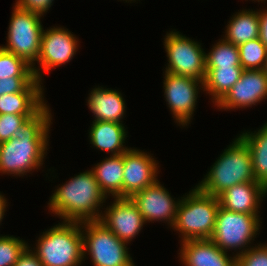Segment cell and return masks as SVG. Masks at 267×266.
<instances>
[{"label": "cell", "instance_id": "obj_1", "mask_svg": "<svg viewBox=\"0 0 267 266\" xmlns=\"http://www.w3.org/2000/svg\"><path fill=\"white\" fill-rule=\"evenodd\" d=\"M49 108L46 104L14 133L13 138L0 143L1 175L13 174L14 177H20L35 169L37 171L43 165L49 149L48 134L52 125Z\"/></svg>", "mask_w": 267, "mask_h": 266}, {"label": "cell", "instance_id": "obj_2", "mask_svg": "<svg viewBox=\"0 0 267 266\" xmlns=\"http://www.w3.org/2000/svg\"><path fill=\"white\" fill-rule=\"evenodd\" d=\"M50 197L49 211L70 222L100 220L101 209L107 199L91 169L57 186Z\"/></svg>", "mask_w": 267, "mask_h": 266}, {"label": "cell", "instance_id": "obj_3", "mask_svg": "<svg viewBox=\"0 0 267 266\" xmlns=\"http://www.w3.org/2000/svg\"><path fill=\"white\" fill-rule=\"evenodd\" d=\"M246 182L257 181L253 174L250 150L245 141L237 136L196 186L202 192L218 197L232 186Z\"/></svg>", "mask_w": 267, "mask_h": 266}, {"label": "cell", "instance_id": "obj_4", "mask_svg": "<svg viewBox=\"0 0 267 266\" xmlns=\"http://www.w3.org/2000/svg\"><path fill=\"white\" fill-rule=\"evenodd\" d=\"M36 241L32 251L43 266H80L85 261L81 222L61 221Z\"/></svg>", "mask_w": 267, "mask_h": 266}, {"label": "cell", "instance_id": "obj_5", "mask_svg": "<svg viewBox=\"0 0 267 266\" xmlns=\"http://www.w3.org/2000/svg\"><path fill=\"white\" fill-rule=\"evenodd\" d=\"M180 198L176 220L172 227L180 234V242L191 239H210L220 207L218 197L208 195L195 186L187 195Z\"/></svg>", "mask_w": 267, "mask_h": 266}, {"label": "cell", "instance_id": "obj_6", "mask_svg": "<svg viewBox=\"0 0 267 266\" xmlns=\"http://www.w3.org/2000/svg\"><path fill=\"white\" fill-rule=\"evenodd\" d=\"M81 229L84 258L89 255L93 266H136L128 244L99 220L81 222Z\"/></svg>", "mask_w": 267, "mask_h": 266}, {"label": "cell", "instance_id": "obj_7", "mask_svg": "<svg viewBox=\"0 0 267 266\" xmlns=\"http://www.w3.org/2000/svg\"><path fill=\"white\" fill-rule=\"evenodd\" d=\"M260 219L259 214L237 213L219 207L210 239L227 253L228 250H237V257L253 247L250 244L259 234L262 223Z\"/></svg>", "mask_w": 267, "mask_h": 266}, {"label": "cell", "instance_id": "obj_8", "mask_svg": "<svg viewBox=\"0 0 267 266\" xmlns=\"http://www.w3.org/2000/svg\"><path fill=\"white\" fill-rule=\"evenodd\" d=\"M42 15L13 6L9 22L7 44L1 47L23 59L31 67L35 66L40 55L43 25Z\"/></svg>", "mask_w": 267, "mask_h": 266}, {"label": "cell", "instance_id": "obj_9", "mask_svg": "<svg viewBox=\"0 0 267 266\" xmlns=\"http://www.w3.org/2000/svg\"><path fill=\"white\" fill-rule=\"evenodd\" d=\"M163 43L169 62L166 64L165 72L204 81L206 52L200 42L182 35L179 31L172 30L166 33Z\"/></svg>", "mask_w": 267, "mask_h": 266}, {"label": "cell", "instance_id": "obj_10", "mask_svg": "<svg viewBox=\"0 0 267 266\" xmlns=\"http://www.w3.org/2000/svg\"><path fill=\"white\" fill-rule=\"evenodd\" d=\"M163 89L165 101L178 126L185 127L191 123L196 109L198 94L204 89L203 81L188 76L163 72Z\"/></svg>", "mask_w": 267, "mask_h": 266}, {"label": "cell", "instance_id": "obj_11", "mask_svg": "<svg viewBox=\"0 0 267 266\" xmlns=\"http://www.w3.org/2000/svg\"><path fill=\"white\" fill-rule=\"evenodd\" d=\"M78 38L65 27H50L43 29L41 37L40 55L38 66H33L35 79L42 80V72L49 73L55 67H60L71 61L78 51Z\"/></svg>", "mask_w": 267, "mask_h": 266}, {"label": "cell", "instance_id": "obj_12", "mask_svg": "<svg viewBox=\"0 0 267 266\" xmlns=\"http://www.w3.org/2000/svg\"><path fill=\"white\" fill-rule=\"evenodd\" d=\"M171 193L157 180L142 191L133 194L130 199L143 215L145 222L160 221L173 227L180 199L172 198Z\"/></svg>", "mask_w": 267, "mask_h": 266}, {"label": "cell", "instance_id": "obj_13", "mask_svg": "<svg viewBox=\"0 0 267 266\" xmlns=\"http://www.w3.org/2000/svg\"><path fill=\"white\" fill-rule=\"evenodd\" d=\"M263 99H267V75L264 69H244L241 78L215 106L230 111L252 107Z\"/></svg>", "mask_w": 267, "mask_h": 266}, {"label": "cell", "instance_id": "obj_14", "mask_svg": "<svg viewBox=\"0 0 267 266\" xmlns=\"http://www.w3.org/2000/svg\"><path fill=\"white\" fill-rule=\"evenodd\" d=\"M121 241L129 244L146 224L143 215L130 198H114L100 220Z\"/></svg>", "mask_w": 267, "mask_h": 266}, {"label": "cell", "instance_id": "obj_15", "mask_svg": "<svg viewBox=\"0 0 267 266\" xmlns=\"http://www.w3.org/2000/svg\"><path fill=\"white\" fill-rule=\"evenodd\" d=\"M123 198H130L158 180L159 163L149 153L130 149L123 153Z\"/></svg>", "mask_w": 267, "mask_h": 266}, {"label": "cell", "instance_id": "obj_16", "mask_svg": "<svg viewBox=\"0 0 267 266\" xmlns=\"http://www.w3.org/2000/svg\"><path fill=\"white\" fill-rule=\"evenodd\" d=\"M180 243L179 260L185 266H236L234 252L230 256L211 239H191Z\"/></svg>", "mask_w": 267, "mask_h": 266}, {"label": "cell", "instance_id": "obj_17", "mask_svg": "<svg viewBox=\"0 0 267 266\" xmlns=\"http://www.w3.org/2000/svg\"><path fill=\"white\" fill-rule=\"evenodd\" d=\"M267 195V189L259 182L239 183L225 190L218 196L220 207L225 210L259 214L263 198Z\"/></svg>", "mask_w": 267, "mask_h": 266}, {"label": "cell", "instance_id": "obj_18", "mask_svg": "<svg viewBox=\"0 0 267 266\" xmlns=\"http://www.w3.org/2000/svg\"><path fill=\"white\" fill-rule=\"evenodd\" d=\"M87 98L86 105L95 117L93 121L123 123L126 104L119 90L96 86Z\"/></svg>", "mask_w": 267, "mask_h": 266}, {"label": "cell", "instance_id": "obj_19", "mask_svg": "<svg viewBox=\"0 0 267 266\" xmlns=\"http://www.w3.org/2000/svg\"><path fill=\"white\" fill-rule=\"evenodd\" d=\"M43 83L34 79L22 92L0 96V114L36 115L46 104Z\"/></svg>", "mask_w": 267, "mask_h": 266}, {"label": "cell", "instance_id": "obj_20", "mask_svg": "<svg viewBox=\"0 0 267 266\" xmlns=\"http://www.w3.org/2000/svg\"><path fill=\"white\" fill-rule=\"evenodd\" d=\"M89 132V141L93 148L111 152L110 156H117L127 152V130L124 124L107 121H92ZM125 146V147H124Z\"/></svg>", "mask_w": 267, "mask_h": 266}, {"label": "cell", "instance_id": "obj_21", "mask_svg": "<svg viewBox=\"0 0 267 266\" xmlns=\"http://www.w3.org/2000/svg\"><path fill=\"white\" fill-rule=\"evenodd\" d=\"M91 170L106 197L123 198V154L106 157Z\"/></svg>", "mask_w": 267, "mask_h": 266}, {"label": "cell", "instance_id": "obj_22", "mask_svg": "<svg viewBox=\"0 0 267 266\" xmlns=\"http://www.w3.org/2000/svg\"><path fill=\"white\" fill-rule=\"evenodd\" d=\"M228 23L223 38L236 46L259 38L258 10L238 11L232 15Z\"/></svg>", "mask_w": 267, "mask_h": 266}, {"label": "cell", "instance_id": "obj_23", "mask_svg": "<svg viewBox=\"0 0 267 266\" xmlns=\"http://www.w3.org/2000/svg\"><path fill=\"white\" fill-rule=\"evenodd\" d=\"M239 136L247 144L252 159L253 174L257 182L267 189V122L260 129L244 131Z\"/></svg>", "mask_w": 267, "mask_h": 266}, {"label": "cell", "instance_id": "obj_24", "mask_svg": "<svg viewBox=\"0 0 267 266\" xmlns=\"http://www.w3.org/2000/svg\"><path fill=\"white\" fill-rule=\"evenodd\" d=\"M243 71L242 67L206 68L203 92L211 96L214 106L237 83Z\"/></svg>", "mask_w": 267, "mask_h": 266}, {"label": "cell", "instance_id": "obj_25", "mask_svg": "<svg viewBox=\"0 0 267 266\" xmlns=\"http://www.w3.org/2000/svg\"><path fill=\"white\" fill-rule=\"evenodd\" d=\"M218 40L210 52L205 53L206 68L242 67L238 46L224 38Z\"/></svg>", "mask_w": 267, "mask_h": 266}, {"label": "cell", "instance_id": "obj_26", "mask_svg": "<svg viewBox=\"0 0 267 266\" xmlns=\"http://www.w3.org/2000/svg\"><path fill=\"white\" fill-rule=\"evenodd\" d=\"M240 65L243 69L261 70L267 61V47L259 38L247 41L238 46Z\"/></svg>", "mask_w": 267, "mask_h": 266}, {"label": "cell", "instance_id": "obj_27", "mask_svg": "<svg viewBox=\"0 0 267 266\" xmlns=\"http://www.w3.org/2000/svg\"><path fill=\"white\" fill-rule=\"evenodd\" d=\"M34 77L32 67L0 45V78Z\"/></svg>", "mask_w": 267, "mask_h": 266}, {"label": "cell", "instance_id": "obj_28", "mask_svg": "<svg viewBox=\"0 0 267 266\" xmlns=\"http://www.w3.org/2000/svg\"><path fill=\"white\" fill-rule=\"evenodd\" d=\"M28 242L13 235H0V266H14Z\"/></svg>", "mask_w": 267, "mask_h": 266}, {"label": "cell", "instance_id": "obj_29", "mask_svg": "<svg viewBox=\"0 0 267 266\" xmlns=\"http://www.w3.org/2000/svg\"><path fill=\"white\" fill-rule=\"evenodd\" d=\"M32 117L17 114H0V143L13 138L14 133L22 128L25 122Z\"/></svg>", "mask_w": 267, "mask_h": 266}, {"label": "cell", "instance_id": "obj_30", "mask_svg": "<svg viewBox=\"0 0 267 266\" xmlns=\"http://www.w3.org/2000/svg\"><path fill=\"white\" fill-rule=\"evenodd\" d=\"M236 266H267V244L260 243L237 256Z\"/></svg>", "mask_w": 267, "mask_h": 266}, {"label": "cell", "instance_id": "obj_31", "mask_svg": "<svg viewBox=\"0 0 267 266\" xmlns=\"http://www.w3.org/2000/svg\"><path fill=\"white\" fill-rule=\"evenodd\" d=\"M35 77H9L0 78V96L22 92Z\"/></svg>", "mask_w": 267, "mask_h": 266}, {"label": "cell", "instance_id": "obj_32", "mask_svg": "<svg viewBox=\"0 0 267 266\" xmlns=\"http://www.w3.org/2000/svg\"><path fill=\"white\" fill-rule=\"evenodd\" d=\"M15 3L18 7L38 13L42 16L47 13L53 5L54 0H16Z\"/></svg>", "mask_w": 267, "mask_h": 266}, {"label": "cell", "instance_id": "obj_33", "mask_svg": "<svg viewBox=\"0 0 267 266\" xmlns=\"http://www.w3.org/2000/svg\"><path fill=\"white\" fill-rule=\"evenodd\" d=\"M28 246L18 257V261L14 266H43L38 256Z\"/></svg>", "mask_w": 267, "mask_h": 266}, {"label": "cell", "instance_id": "obj_34", "mask_svg": "<svg viewBox=\"0 0 267 266\" xmlns=\"http://www.w3.org/2000/svg\"><path fill=\"white\" fill-rule=\"evenodd\" d=\"M262 10H258L259 39L267 47V9Z\"/></svg>", "mask_w": 267, "mask_h": 266}, {"label": "cell", "instance_id": "obj_35", "mask_svg": "<svg viewBox=\"0 0 267 266\" xmlns=\"http://www.w3.org/2000/svg\"><path fill=\"white\" fill-rule=\"evenodd\" d=\"M7 203L8 202H7V199L5 198V196L0 193V225H2L1 222L5 216L4 213L7 211V209H6V207L8 206Z\"/></svg>", "mask_w": 267, "mask_h": 266}, {"label": "cell", "instance_id": "obj_36", "mask_svg": "<svg viewBox=\"0 0 267 266\" xmlns=\"http://www.w3.org/2000/svg\"><path fill=\"white\" fill-rule=\"evenodd\" d=\"M252 1H254V2L257 1L258 3L259 2H262V3L264 2L265 3V1H267V0H252Z\"/></svg>", "mask_w": 267, "mask_h": 266}, {"label": "cell", "instance_id": "obj_37", "mask_svg": "<svg viewBox=\"0 0 267 266\" xmlns=\"http://www.w3.org/2000/svg\"><path fill=\"white\" fill-rule=\"evenodd\" d=\"M264 71H265V73L267 75V61H266V65H265Z\"/></svg>", "mask_w": 267, "mask_h": 266}, {"label": "cell", "instance_id": "obj_38", "mask_svg": "<svg viewBox=\"0 0 267 266\" xmlns=\"http://www.w3.org/2000/svg\"><path fill=\"white\" fill-rule=\"evenodd\" d=\"M123 1H126V2L128 1V3H129V1H130V3H131L132 1H133V2L135 1V2H136V0H123Z\"/></svg>", "mask_w": 267, "mask_h": 266}]
</instances>
